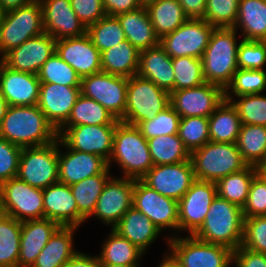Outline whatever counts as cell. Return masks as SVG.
<instances>
[{
  "label": "cell",
  "mask_w": 266,
  "mask_h": 267,
  "mask_svg": "<svg viewBox=\"0 0 266 267\" xmlns=\"http://www.w3.org/2000/svg\"><path fill=\"white\" fill-rule=\"evenodd\" d=\"M243 228L242 208L217 194L204 223L193 236L203 242L222 245L235 251L242 245Z\"/></svg>",
  "instance_id": "obj_2"
},
{
  "label": "cell",
  "mask_w": 266,
  "mask_h": 267,
  "mask_svg": "<svg viewBox=\"0 0 266 267\" xmlns=\"http://www.w3.org/2000/svg\"><path fill=\"white\" fill-rule=\"evenodd\" d=\"M145 7L159 39L175 31L188 19L178 0H154Z\"/></svg>",
  "instance_id": "obj_34"
},
{
  "label": "cell",
  "mask_w": 266,
  "mask_h": 267,
  "mask_svg": "<svg viewBox=\"0 0 266 267\" xmlns=\"http://www.w3.org/2000/svg\"><path fill=\"white\" fill-rule=\"evenodd\" d=\"M216 196V183L195 180L178 201L179 232L185 231L188 235H193L204 223Z\"/></svg>",
  "instance_id": "obj_15"
},
{
  "label": "cell",
  "mask_w": 266,
  "mask_h": 267,
  "mask_svg": "<svg viewBox=\"0 0 266 267\" xmlns=\"http://www.w3.org/2000/svg\"><path fill=\"white\" fill-rule=\"evenodd\" d=\"M231 99L242 124L266 126V95L248 94Z\"/></svg>",
  "instance_id": "obj_47"
},
{
  "label": "cell",
  "mask_w": 266,
  "mask_h": 267,
  "mask_svg": "<svg viewBox=\"0 0 266 267\" xmlns=\"http://www.w3.org/2000/svg\"><path fill=\"white\" fill-rule=\"evenodd\" d=\"M34 0H0L1 8L9 11L30 4Z\"/></svg>",
  "instance_id": "obj_59"
},
{
  "label": "cell",
  "mask_w": 266,
  "mask_h": 267,
  "mask_svg": "<svg viewBox=\"0 0 266 267\" xmlns=\"http://www.w3.org/2000/svg\"><path fill=\"white\" fill-rule=\"evenodd\" d=\"M140 51L128 40L101 52L102 72L129 78L138 70Z\"/></svg>",
  "instance_id": "obj_32"
},
{
  "label": "cell",
  "mask_w": 266,
  "mask_h": 267,
  "mask_svg": "<svg viewBox=\"0 0 266 267\" xmlns=\"http://www.w3.org/2000/svg\"><path fill=\"white\" fill-rule=\"evenodd\" d=\"M119 121L101 104L80 94L71 110L68 120L61 127L117 125Z\"/></svg>",
  "instance_id": "obj_36"
},
{
  "label": "cell",
  "mask_w": 266,
  "mask_h": 267,
  "mask_svg": "<svg viewBox=\"0 0 266 267\" xmlns=\"http://www.w3.org/2000/svg\"><path fill=\"white\" fill-rule=\"evenodd\" d=\"M128 78L99 72L81 79L80 92L107 109L117 120L124 118Z\"/></svg>",
  "instance_id": "obj_12"
},
{
  "label": "cell",
  "mask_w": 266,
  "mask_h": 267,
  "mask_svg": "<svg viewBox=\"0 0 266 267\" xmlns=\"http://www.w3.org/2000/svg\"><path fill=\"white\" fill-rule=\"evenodd\" d=\"M60 225L47 218L21 222L18 267H31Z\"/></svg>",
  "instance_id": "obj_26"
},
{
  "label": "cell",
  "mask_w": 266,
  "mask_h": 267,
  "mask_svg": "<svg viewBox=\"0 0 266 267\" xmlns=\"http://www.w3.org/2000/svg\"><path fill=\"white\" fill-rule=\"evenodd\" d=\"M234 28H215L202 56L203 76L206 82L224 91L237 71L238 43Z\"/></svg>",
  "instance_id": "obj_3"
},
{
  "label": "cell",
  "mask_w": 266,
  "mask_h": 267,
  "mask_svg": "<svg viewBox=\"0 0 266 267\" xmlns=\"http://www.w3.org/2000/svg\"><path fill=\"white\" fill-rule=\"evenodd\" d=\"M44 32L43 10L39 0L5 11L0 24V59L11 49Z\"/></svg>",
  "instance_id": "obj_7"
},
{
  "label": "cell",
  "mask_w": 266,
  "mask_h": 267,
  "mask_svg": "<svg viewBox=\"0 0 266 267\" xmlns=\"http://www.w3.org/2000/svg\"><path fill=\"white\" fill-rule=\"evenodd\" d=\"M137 76L152 81L159 88L175 91V76L172 58L160 45L140 51Z\"/></svg>",
  "instance_id": "obj_27"
},
{
  "label": "cell",
  "mask_w": 266,
  "mask_h": 267,
  "mask_svg": "<svg viewBox=\"0 0 266 267\" xmlns=\"http://www.w3.org/2000/svg\"><path fill=\"white\" fill-rule=\"evenodd\" d=\"M116 125H79L60 127L58 137L70 148L91 153L109 161Z\"/></svg>",
  "instance_id": "obj_14"
},
{
  "label": "cell",
  "mask_w": 266,
  "mask_h": 267,
  "mask_svg": "<svg viewBox=\"0 0 266 267\" xmlns=\"http://www.w3.org/2000/svg\"><path fill=\"white\" fill-rule=\"evenodd\" d=\"M0 137L25 147H38L58 139V131L37 105L8 106L0 123Z\"/></svg>",
  "instance_id": "obj_1"
},
{
  "label": "cell",
  "mask_w": 266,
  "mask_h": 267,
  "mask_svg": "<svg viewBox=\"0 0 266 267\" xmlns=\"http://www.w3.org/2000/svg\"><path fill=\"white\" fill-rule=\"evenodd\" d=\"M64 147L66 152L60 148ZM101 173H110L108 161L91 153L70 149L58 137V179L69 186L85 178Z\"/></svg>",
  "instance_id": "obj_19"
},
{
  "label": "cell",
  "mask_w": 266,
  "mask_h": 267,
  "mask_svg": "<svg viewBox=\"0 0 266 267\" xmlns=\"http://www.w3.org/2000/svg\"><path fill=\"white\" fill-rule=\"evenodd\" d=\"M0 213L23 222L44 218L43 189L18 177L0 184Z\"/></svg>",
  "instance_id": "obj_9"
},
{
  "label": "cell",
  "mask_w": 266,
  "mask_h": 267,
  "mask_svg": "<svg viewBox=\"0 0 266 267\" xmlns=\"http://www.w3.org/2000/svg\"><path fill=\"white\" fill-rule=\"evenodd\" d=\"M22 147L0 137V184L17 177Z\"/></svg>",
  "instance_id": "obj_53"
},
{
  "label": "cell",
  "mask_w": 266,
  "mask_h": 267,
  "mask_svg": "<svg viewBox=\"0 0 266 267\" xmlns=\"http://www.w3.org/2000/svg\"><path fill=\"white\" fill-rule=\"evenodd\" d=\"M86 33L100 52L126 40L125 33L116 16L105 15L96 23L88 26Z\"/></svg>",
  "instance_id": "obj_42"
},
{
  "label": "cell",
  "mask_w": 266,
  "mask_h": 267,
  "mask_svg": "<svg viewBox=\"0 0 266 267\" xmlns=\"http://www.w3.org/2000/svg\"><path fill=\"white\" fill-rule=\"evenodd\" d=\"M70 3L77 17L86 28L106 15L102 0H70Z\"/></svg>",
  "instance_id": "obj_54"
},
{
  "label": "cell",
  "mask_w": 266,
  "mask_h": 267,
  "mask_svg": "<svg viewBox=\"0 0 266 267\" xmlns=\"http://www.w3.org/2000/svg\"><path fill=\"white\" fill-rule=\"evenodd\" d=\"M234 29H240L242 40L266 41V1L240 0Z\"/></svg>",
  "instance_id": "obj_31"
},
{
  "label": "cell",
  "mask_w": 266,
  "mask_h": 267,
  "mask_svg": "<svg viewBox=\"0 0 266 267\" xmlns=\"http://www.w3.org/2000/svg\"><path fill=\"white\" fill-rule=\"evenodd\" d=\"M188 18L202 19L207 0H178Z\"/></svg>",
  "instance_id": "obj_57"
},
{
  "label": "cell",
  "mask_w": 266,
  "mask_h": 267,
  "mask_svg": "<svg viewBox=\"0 0 266 267\" xmlns=\"http://www.w3.org/2000/svg\"><path fill=\"white\" fill-rule=\"evenodd\" d=\"M79 227L60 226L50 237L31 267H64L78 252L74 249V232Z\"/></svg>",
  "instance_id": "obj_29"
},
{
  "label": "cell",
  "mask_w": 266,
  "mask_h": 267,
  "mask_svg": "<svg viewBox=\"0 0 266 267\" xmlns=\"http://www.w3.org/2000/svg\"><path fill=\"white\" fill-rule=\"evenodd\" d=\"M128 40L139 51L159 45L145 6L116 16Z\"/></svg>",
  "instance_id": "obj_30"
},
{
  "label": "cell",
  "mask_w": 266,
  "mask_h": 267,
  "mask_svg": "<svg viewBox=\"0 0 266 267\" xmlns=\"http://www.w3.org/2000/svg\"><path fill=\"white\" fill-rule=\"evenodd\" d=\"M140 180L159 194L179 201L196 179L190 159L177 164L154 165Z\"/></svg>",
  "instance_id": "obj_16"
},
{
  "label": "cell",
  "mask_w": 266,
  "mask_h": 267,
  "mask_svg": "<svg viewBox=\"0 0 266 267\" xmlns=\"http://www.w3.org/2000/svg\"><path fill=\"white\" fill-rule=\"evenodd\" d=\"M257 167H266V159L262 164L258 165Z\"/></svg>",
  "instance_id": "obj_66"
},
{
  "label": "cell",
  "mask_w": 266,
  "mask_h": 267,
  "mask_svg": "<svg viewBox=\"0 0 266 267\" xmlns=\"http://www.w3.org/2000/svg\"><path fill=\"white\" fill-rule=\"evenodd\" d=\"M4 12H5V11L1 8V5H0V24H1V22H2Z\"/></svg>",
  "instance_id": "obj_64"
},
{
  "label": "cell",
  "mask_w": 266,
  "mask_h": 267,
  "mask_svg": "<svg viewBox=\"0 0 266 267\" xmlns=\"http://www.w3.org/2000/svg\"><path fill=\"white\" fill-rule=\"evenodd\" d=\"M80 94V87L41 83L37 106L58 130L68 120Z\"/></svg>",
  "instance_id": "obj_24"
},
{
  "label": "cell",
  "mask_w": 266,
  "mask_h": 267,
  "mask_svg": "<svg viewBox=\"0 0 266 267\" xmlns=\"http://www.w3.org/2000/svg\"><path fill=\"white\" fill-rule=\"evenodd\" d=\"M190 159L193 164L195 179L214 183L248 166L236 143L209 141L201 148L194 150Z\"/></svg>",
  "instance_id": "obj_5"
},
{
  "label": "cell",
  "mask_w": 266,
  "mask_h": 267,
  "mask_svg": "<svg viewBox=\"0 0 266 267\" xmlns=\"http://www.w3.org/2000/svg\"><path fill=\"white\" fill-rule=\"evenodd\" d=\"M224 100L225 91L208 82L170 93V105L181 118L209 117Z\"/></svg>",
  "instance_id": "obj_17"
},
{
  "label": "cell",
  "mask_w": 266,
  "mask_h": 267,
  "mask_svg": "<svg viewBox=\"0 0 266 267\" xmlns=\"http://www.w3.org/2000/svg\"><path fill=\"white\" fill-rule=\"evenodd\" d=\"M101 247V253L97 256L100 264L140 265V259L145 256L141 249L114 229H111Z\"/></svg>",
  "instance_id": "obj_35"
},
{
  "label": "cell",
  "mask_w": 266,
  "mask_h": 267,
  "mask_svg": "<svg viewBox=\"0 0 266 267\" xmlns=\"http://www.w3.org/2000/svg\"><path fill=\"white\" fill-rule=\"evenodd\" d=\"M167 236V253L179 267H230L233 264V251L228 247L203 242L193 235L182 237L172 233Z\"/></svg>",
  "instance_id": "obj_6"
},
{
  "label": "cell",
  "mask_w": 266,
  "mask_h": 267,
  "mask_svg": "<svg viewBox=\"0 0 266 267\" xmlns=\"http://www.w3.org/2000/svg\"><path fill=\"white\" fill-rule=\"evenodd\" d=\"M133 189L134 179L111 176L107 180L90 217H96L113 229L132 207Z\"/></svg>",
  "instance_id": "obj_18"
},
{
  "label": "cell",
  "mask_w": 266,
  "mask_h": 267,
  "mask_svg": "<svg viewBox=\"0 0 266 267\" xmlns=\"http://www.w3.org/2000/svg\"><path fill=\"white\" fill-rule=\"evenodd\" d=\"M265 90V70L237 69L234 73L231 84L225 90V100L230 101L235 96L238 97L241 95L259 94L263 93V91L265 92Z\"/></svg>",
  "instance_id": "obj_43"
},
{
  "label": "cell",
  "mask_w": 266,
  "mask_h": 267,
  "mask_svg": "<svg viewBox=\"0 0 266 267\" xmlns=\"http://www.w3.org/2000/svg\"><path fill=\"white\" fill-rule=\"evenodd\" d=\"M64 267H101L97 255L92 256L78 251Z\"/></svg>",
  "instance_id": "obj_58"
},
{
  "label": "cell",
  "mask_w": 266,
  "mask_h": 267,
  "mask_svg": "<svg viewBox=\"0 0 266 267\" xmlns=\"http://www.w3.org/2000/svg\"><path fill=\"white\" fill-rule=\"evenodd\" d=\"M266 41L240 40L237 55L238 69L265 70Z\"/></svg>",
  "instance_id": "obj_50"
},
{
  "label": "cell",
  "mask_w": 266,
  "mask_h": 267,
  "mask_svg": "<svg viewBox=\"0 0 266 267\" xmlns=\"http://www.w3.org/2000/svg\"><path fill=\"white\" fill-rule=\"evenodd\" d=\"M166 254L163 255L164 258L161 260L160 264L158 267H179L177 263L170 257V255L165 252Z\"/></svg>",
  "instance_id": "obj_60"
},
{
  "label": "cell",
  "mask_w": 266,
  "mask_h": 267,
  "mask_svg": "<svg viewBox=\"0 0 266 267\" xmlns=\"http://www.w3.org/2000/svg\"><path fill=\"white\" fill-rule=\"evenodd\" d=\"M242 247L266 254V216L244 218Z\"/></svg>",
  "instance_id": "obj_51"
},
{
  "label": "cell",
  "mask_w": 266,
  "mask_h": 267,
  "mask_svg": "<svg viewBox=\"0 0 266 267\" xmlns=\"http://www.w3.org/2000/svg\"><path fill=\"white\" fill-rule=\"evenodd\" d=\"M55 51L56 40L44 32L11 49L0 60L12 70L38 75Z\"/></svg>",
  "instance_id": "obj_20"
},
{
  "label": "cell",
  "mask_w": 266,
  "mask_h": 267,
  "mask_svg": "<svg viewBox=\"0 0 266 267\" xmlns=\"http://www.w3.org/2000/svg\"><path fill=\"white\" fill-rule=\"evenodd\" d=\"M154 1V0H141V3L145 6L147 3Z\"/></svg>",
  "instance_id": "obj_65"
},
{
  "label": "cell",
  "mask_w": 266,
  "mask_h": 267,
  "mask_svg": "<svg viewBox=\"0 0 266 267\" xmlns=\"http://www.w3.org/2000/svg\"><path fill=\"white\" fill-rule=\"evenodd\" d=\"M170 105V93L137 75L128 78L127 100L122 122L137 125L152 120Z\"/></svg>",
  "instance_id": "obj_8"
},
{
  "label": "cell",
  "mask_w": 266,
  "mask_h": 267,
  "mask_svg": "<svg viewBox=\"0 0 266 267\" xmlns=\"http://www.w3.org/2000/svg\"><path fill=\"white\" fill-rule=\"evenodd\" d=\"M40 85L38 75L12 70L0 60V92L8 106L37 105Z\"/></svg>",
  "instance_id": "obj_22"
},
{
  "label": "cell",
  "mask_w": 266,
  "mask_h": 267,
  "mask_svg": "<svg viewBox=\"0 0 266 267\" xmlns=\"http://www.w3.org/2000/svg\"><path fill=\"white\" fill-rule=\"evenodd\" d=\"M240 0H207L203 20L215 28H233Z\"/></svg>",
  "instance_id": "obj_49"
},
{
  "label": "cell",
  "mask_w": 266,
  "mask_h": 267,
  "mask_svg": "<svg viewBox=\"0 0 266 267\" xmlns=\"http://www.w3.org/2000/svg\"><path fill=\"white\" fill-rule=\"evenodd\" d=\"M132 206L146 215L163 233L179 232L178 201L159 194L141 180H134Z\"/></svg>",
  "instance_id": "obj_13"
},
{
  "label": "cell",
  "mask_w": 266,
  "mask_h": 267,
  "mask_svg": "<svg viewBox=\"0 0 266 267\" xmlns=\"http://www.w3.org/2000/svg\"><path fill=\"white\" fill-rule=\"evenodd\" d=\"M257 174V168L252 165H248L239 172L229 174L216 183L217 194L243 208L247 201L250 185Z\"/></svg>",
  "instance_id": "obj_39"
},
{
  "label": "cell",
  "mask_w": 266,
  "mask_h": 267,
  "mask_svg": "<svg viewBox=\"0 0 266 267\" xmlns=\"http://www.w3.org/2000/svg\"><path fill=\"white\" fill-rule=\"evenodd\" d=\"M44 218L60 226H76L86 222L78 212L71 188L64 183H54L43 189Z\"/></svg>",
  "instance_id": "obj_25"
},
{
  "label": "cell",
  "mask_w": 266,
  "mask_h": 267,
  "mask_svg": "<svg viewBox=\"0 0 266 267\" xmlns=\"http://www.w3.org/2000/svg\"><path fill=\"white\" fill-rule=\"evenodd\" d=\"M242 214L244 218L266 216V182L259 174L253 178L250 185Z\"/></svg>",
  "instance_id": "obj_52"
},
{
  "label": "cell",
  "mask_w": 266,
  "mask_h": 267,
  "mask_svg": "<svg viewBox=\"0 0 266 267\" xmlns=\"http://www.w3.org/2000/svg\"><path fill=\"white\" fill-rule=\"evenodd\" d=\"M102 4L104 12L108 16H117L144 6L141 0H102Z\"/></svg>",
  "instance_id": "obj_56"
},
{
  "label": "cell",
  "mask_w": 266,
  "mask_h": 267,
  "mask_svg": "<svg viewBox=\"0 0 266 267\" xmlns=\"http://www.w3.org/2000/svg\"><path fill=\"white\" fill-rule=\"evenodd\" d=\"M215 27L203 19L188 18L179 28L159 39L160 47L171 57L202 58Z\"/></svg>",
  "instance_id": "obj_11"
},
{
  "label": "cell",
  "mask_w": 266,
  "mask_h": 267,
  "mask_svg": "<svg viewBox=\"0 0 266 267\" xmlns=\"http://www.w3.org/2000/svg\"><path fill=\"white\" fill-rule=\"evenodd\" d=\"M56 53L81 79L102 71L101 52L93 45L87 33L56 40Z\"/></svg>",
  "instance_id": "obj_21"
},
{
  "label": "cell",
  "mask_w": 266,
  "mask_h": 267,
  "mask_svg": "<svg viewBox=\"0 0 266 267\" xmlns=\"http://www.w3.org/2000/svg\"><path fill=\"white\" fill-rule=\"evenodd\" d=\"M17 177L40 189L59 182L58 139L44 146L22 148Z\"/></svg>",
  "instance_id": "obj_10"
},
{
  "label": "cell",
  "mask_w": 266,
  "mask_h": 267,
  "mask_svg": "<svg viewBox=\"0 0 266 267\" xmlns=\"http://www.w3.org/2000/svg\"><path fill=\"white\" fill-rule=\"evenodd\" d=\"M154 165L177 164L190 160V152L178 134L162 135L147 140Z\"/></svg>",
  "instance_id": "obj_38"
},
{
  "label": "cell",
  "mask_w": 266,
  "mask_h": 267,
  "mask_svg": "<svg viewBox=\"0 0 266 267\" xmlns=\"http://www.w3.org/2000/svg\"><path fill=\"white\" fill-rule=\"evenodd\" d=\"M236 267H266V254L250 251L242 246L233 251Z\"/></svg>",
  "instance_id": "obj_55"
},
{
  "label": "cell",
  "mask_w": 266,
  "mask_h": 267,
  "mask_svg": "<svg viewBox=\"0 0 266 267\" xmlns=\"http://www.w3.org/2000/svg\"><path fill=\"white\" fill-rule=\"evenodd\" d=\"M236 144L243 160L257 167L266 159V126L242 124Z\"/></svg>",
  "instance_id": "obj_37"
},
{
  "label": "cell",
  "mask_w": 266,
  "mask_h": 267,
  "mask_svg": "<svg viewBox=\"0 0 266 267\" xmlns=\"http://www.w3.org/2000/svg\"><path fill=\"white\" fill-rule=\"evenodd\" d=\"M7 108H8V103L0 92V123L1 120L5 117Z\"/></svg>",
  "instance_id": "obj_61"
},
{
  "label": "cell",
  "mask_w": 266,
  "mask_h": 267,
  "mask_svg": "<svg viewBox=\"0 0 266 267\" xmlns=\"http://www.w3.org/2000/svg\"><path fill=\"white\" fill-rule=\"evenodd\" d=\"M21 222L0 213V267H18Z\"/></svg>",
  "instance_id": "obj_41"
},
{
  "label": "cell",
  "mask_w": 266,
  "mask_h": 267,
  "mask_svg": "<svg viewBox=\"0 0 266 267\" xmlns=\"http://www.w3.org/2000/svg\"><path fill=\"white\" fill-rule=\"evenodd\" d=\"M210 141L217 143H236L242 122L236 108L224 100L208 117Z\"/></svg>",
  "instance_id": "obj_33"
},
{
  "label": "cell",
  "mask_w": 266,
  "mask_h": 267,
  "mask_svg": "<svg viewBox=\"0 0 266 267\" xmlns=\"http://www.w3.org/2000/svg\"><path fill=\"white\" fill-rule=\"evenodd\" d=\"M180 119L179 114L169 105L152 120L141 121L136 126L148 140L157 136L178 134Z\"/></svg>",
  "instance_id": "obj_48"
},
{
  "label": "cell",
  "mask_w": 266,
  "mask_h": 267,
  "mask_svg": "<svg viewBox=\"0 0 266 267\" xmlns=\"http://www.w3.org/2000/svg\"><path fill=\"white\" fill-rule=\"evenodd\" d=\"M258 174L263 178L266 182V167H256Z\"/></svg>",
  "instance_id": "obj_62"
},
{
  "label": "cell",
  "mask_w": 266,
  "mask_h": 267,
  "mask_svg": "<svg viewBox=\"0 0 266 267\" xmlns=\"http://www.w3.org/2000/svg\"><path fill=\"white\" fill-rule=\"evenodd\" d=\"M178 136L190 154L210 141L208 117L180 119Z\"/></svg>",
  "instance_id": "obj_46"
},
{
  "label": "cell",
  "mask_w": 266,
  "mask_h": 267,
  "mask_svg": "<svg viewBox=\"0 0 266 267\" xmlns=\"http://www.w3.org/2000/svg\"><path fill=\"white\" fill-rule=\"evenodd\" d=\"M175 91L193 88L205 83L202 60L192 56L172 58Z\"/></svg>",
  "instance_id": "obj_45"
},
{
  "label": "cell",
  "mask_w": 266,
  "mask_h": 267,
  "mask_svg": "<svg viewBox=\"0 0 266 267\" xmlns=\"http://www.w3.org/2000/svg\"><path fill=\"white\" fill-rule=\"evenodd\" d=\"M113 229L144 253L162 233L146 215L133 206Z\"/></svg>",
  "instance_id": "obj_28"
},
{
  "label": "cell",
  "mask_w": 266,
  "mask_h": 267,
  "mask_svg": "<svg viewBox=\"0 0 266 267\" xmlns=\"http://www.w3.org/2000/svg\"><path fill=\"white\" fill-rule=\"evenodd\" d=\"M38 78L40 83L80 87L81 78L76 71L56 53L42 65Z\"/></svg>",
  "instance_id": "obj_44"
},
{
  "label": "cell",
  "mask_w": 266,
  "mask_h": 267,
  "mask_svg": "<svg viewBox=\"0 0 266 267\" xmlns=\"http://www.w3.org/2000/svg\"><path fill=\"white\" fill-rule=\"evenodd\" d=\"M39 1L43 10L44 31L55 40L78 37L86 33L87 28L72 9L70 0Z\"/></svg>",
  "instance_id": "obj_23"
},
{
  "label": "cell",
  "mask_w": 266,
  "mask_h": 267,
  "mask_svg": "<svg viewBox=\"0 0 266 267\" xmlns=\"http://www.w3.org/2000/svg\"><path fill=\"white\" fill-rule=\"evenodd\" d=\"M140 265H114V264H101V267H139Z\"/></svg>",
  "instance_id": "obj_63"
},
{
  "label": "cell",
  "mask_w": 266,
  "mask_h": 267,
  "mask_svg": "<svg viewBox=\"0 0 266 267\" xmlns=\"http://www.w3.org/2000/svg\"><path fill=\"white\" fill-rule=\"evenodd\" d=\"M116 162L123 177L140 180L153 166L147 139L136 125L119 121L113 137V150L108 167Z\"/></svg>",
  "instance_id": "obj_4"
},
{
  "label": "cell",
  "mask_w": 266,
  "mask_h": 267,
  "mask_svg": "<svg viewBox=\"0 0 266 267\" xmlns=\"http://www.w3.org/2000/svg\"><path fill=\"white\" fill-rule=\"evenodd\" d=\"M110 177L111 173H101L85 178L70 186L78 212L86 220L93 214L98 198Z\"/></svg>",
  "instance_id": "obj_40"
}]
</instances>
